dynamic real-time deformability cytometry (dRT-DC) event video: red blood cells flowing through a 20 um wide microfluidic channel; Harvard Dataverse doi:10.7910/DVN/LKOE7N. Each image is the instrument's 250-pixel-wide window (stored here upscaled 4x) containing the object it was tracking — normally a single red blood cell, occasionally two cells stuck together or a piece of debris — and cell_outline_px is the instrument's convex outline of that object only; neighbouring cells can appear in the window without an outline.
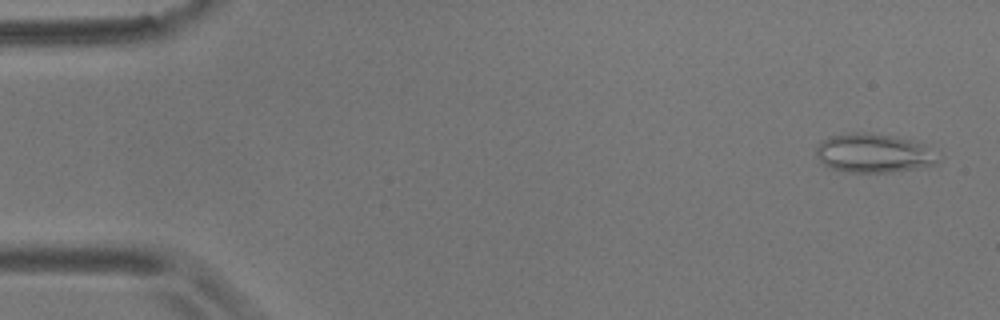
{"species": "common noctule bat (a hibernating species)", "species_latin": "Nyctalus noctula", "temperature_condition": "room temperature", "stored_images_in_passage": 11, "camera_frame_rate_fps": 3000, "um_per_image_px": 0.085, "animal": {"sex": "male", "body_mass_g": 17.9}, "frame": {"image": 1, "passage_image": 2, "time_ms": 0.333, "image_size_px": [1000, 320], "cell_outline_px": [[936, 164], [916, 168], [888, 172], [848, 172], [832, 168], [824, 164], [820, 160], [816, 152], [816, 148], [824, 140], [832, 136], [852, 132], [860, 132], [892, 136], [924, 144], [936, 160]], "centroid_in_image_um": [74.19, 13.02], "position_along_channel_um": 10.8, "area_um2": 26.7}}